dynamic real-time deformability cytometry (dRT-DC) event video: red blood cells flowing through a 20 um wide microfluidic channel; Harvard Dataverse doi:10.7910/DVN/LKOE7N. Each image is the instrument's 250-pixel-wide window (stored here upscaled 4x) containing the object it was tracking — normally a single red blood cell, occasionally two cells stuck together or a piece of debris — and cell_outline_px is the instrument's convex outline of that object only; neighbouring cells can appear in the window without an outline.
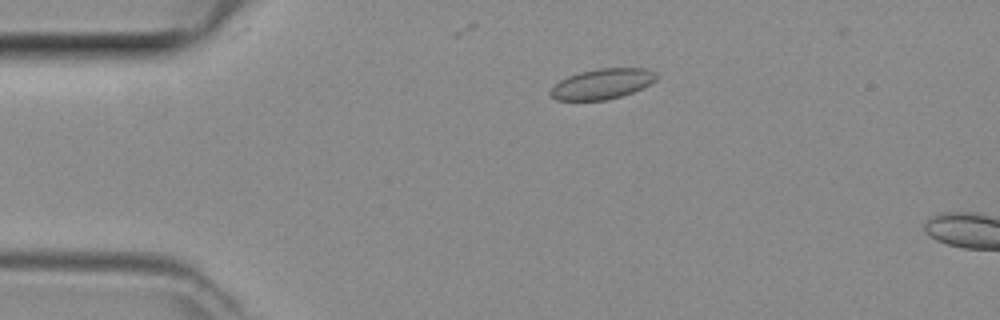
{"species": "common noctule bat (a hibernating species)", "species_latin": "Nyctalus noctula", "temperature_condition": "room temperature", "stored_images_in_passage": 7, "camera_frame_rate_fps": 3000, "um_per_image_px": 0.085, "animal": {"sex": "female", "body_mass_g": 29.2, "forearm_length_mm": 56.3}, "frame": {"image": 1, "passage_image": 4, "time_ms": 1.0, "image_size_px": [1000, 320], "cell_outline_px": [[656, 80], [632, 92], [620, 96], [604, 100], [556, 100], [548, 92], [560, 80], [568, 76], [580, 72], [600, 68], [648, 68], [656, 72]], "centroid_in_image_um": [51.18, 7.12], "position_along_channel_um": 33.8, "area_um2": 18.5}}